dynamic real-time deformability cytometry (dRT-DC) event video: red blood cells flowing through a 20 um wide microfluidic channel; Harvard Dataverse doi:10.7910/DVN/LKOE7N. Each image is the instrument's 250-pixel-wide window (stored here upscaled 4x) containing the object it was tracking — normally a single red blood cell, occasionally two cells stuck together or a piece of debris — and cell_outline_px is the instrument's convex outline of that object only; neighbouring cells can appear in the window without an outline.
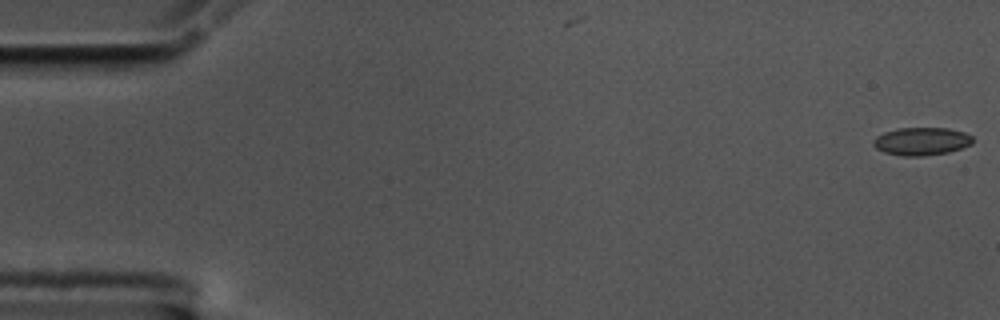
{"species": "common noctule bat (a hibernating species)", "species_latin": "Nyctalus noctula", "temperature_condition": "cold", "stored_images_in_passage": 57, "camera_frame_rate_fps": 3000, "um_per_image_px": 0.085, "animal": {"sex": "male", "body_mass_g": 17.5, "forearm_length_mm": 52.3}, "frame": {"image": 1, "passage_image": 1, "time_ms": 0.0, "image_size_px": [1000, 320], "cell_outline_px": [[972, 144], [948, 152], [924, 156], [900, 156], [884, 152], [876, 148], [872, 144], [872, 140], [876, 136], [884, 132], [896, 128], [948, 128], [964, 132], [972, 136]], "centroid_in_image_um": [78.29, 12.01], "position_along_channel_um": 6.7, "area_um2": 16.24}}
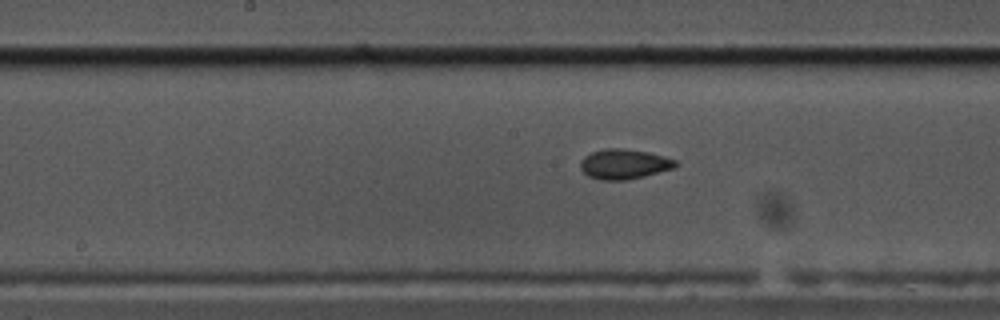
{"frame": {"image": 2, "passage_image": 29, "time_ms": 9.333, "image_size_px": [1000, 320], "cell_outline_px": [[680, 164], [676, 168], [628, 180], [600, 180], [588, 176], [580, 168], [580, 160], [584, 156], [592, 152], [604, 148], [624, 148], [648, 152], [664, 156], [676, 160]], "centroid_in_image_um": [53.07, 13.94], "position_along_channel_um": 195.1, "area_um2": 16.88}}
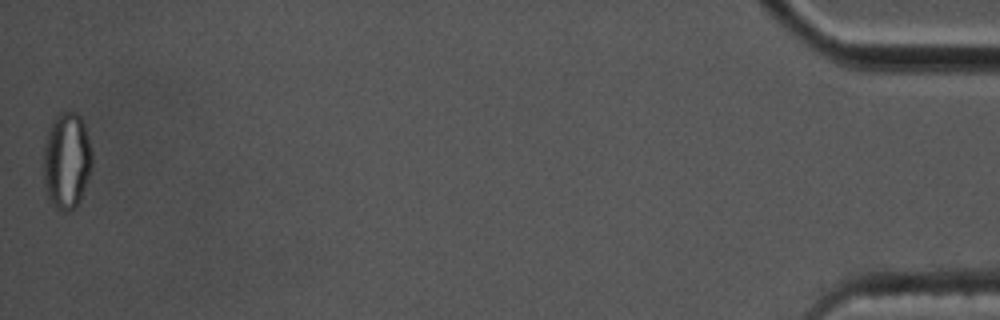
{"frame": {"image": 3, "passage_image": 57, "time_ms": 18.667, "image_size_px": [1000, 320], "cell_outline_px": [[92, 164], [80, 200], [76, 208], [64, 212], [56, 208], [48, 200], [44, 188], [44, 144], [52, 120], [60, 112], [76, 112], [80, 116], [84, 124], [92, 152]], "centroid_in_image_um": [5.65, 13.68], "position_along_channel_um": 429.5, "area_um2": 27.4}, "authors_computed_cell_mechanics": {"area_um2": 16.473, "velocity_mm_per_s": 3.5436, "shape_relaxation_time_tau1_ms": 8.3918, "shape_relaxation_time_tau2_ms": 2.1543, "deformation_change_tau1": 0.1712, "deformation_change_tau2": 0.0632}}